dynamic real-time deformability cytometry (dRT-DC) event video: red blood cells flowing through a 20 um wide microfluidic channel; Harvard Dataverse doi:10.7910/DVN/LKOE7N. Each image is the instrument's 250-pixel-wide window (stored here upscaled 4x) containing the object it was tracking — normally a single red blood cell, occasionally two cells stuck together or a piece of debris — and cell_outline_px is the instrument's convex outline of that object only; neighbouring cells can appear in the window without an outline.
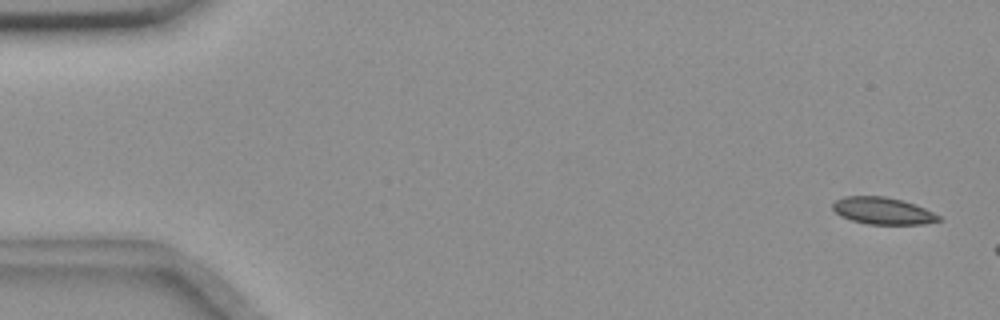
{"species": "common noctule bat (a hibernating species)", "species_latin": "Nyctalus noctula", "temperature_condition": "room temperature", "stored_images_in_passage": 5, "camera_frame_rate_fps": 3000, "um_per_image_px": 0.085, "animal": {"sex": "female", "body_mass_g": 18.4}, "frame": {"image": 1, "passage_image": 1, "time_ms": 0.0, "image_size_px": [1000, 320], "cell_outline_px": [[940, 220], [924, 224], [868, 224], [852, 220], [840, 216], [832, 208], [832, 204], [836, 200], [844, 196], [884, 196], [916, 204], [940, 216]], "centroid_in_image_um": [75.01, 17.92], "position_along_channel_um": 10.0, "area_um2": 16.53}}